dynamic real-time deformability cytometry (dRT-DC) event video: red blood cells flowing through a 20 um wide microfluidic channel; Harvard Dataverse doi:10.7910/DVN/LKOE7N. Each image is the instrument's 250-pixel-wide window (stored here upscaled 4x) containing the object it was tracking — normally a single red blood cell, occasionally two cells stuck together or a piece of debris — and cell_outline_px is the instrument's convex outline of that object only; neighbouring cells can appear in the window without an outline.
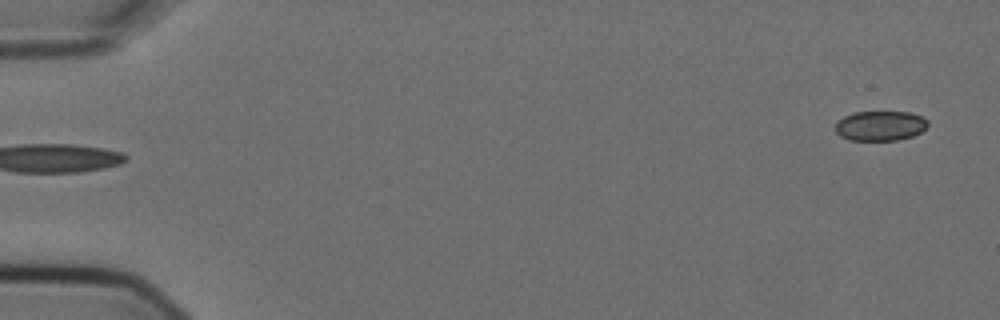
{"species": "Egyptian fruit bat (a non-hibernating species)", "species_latin": "Rousettus aegyptiacus", "temperature_condition": "cold", "stored_images_in_passage": 2, "camera_frame_rate_fps": 3000, "um_per_image_px": 0.085, "animal": {"sex": "female"}, "frame": {"image": 1, "passage_image": 2, "time_ms": 0.333, "image_size_px": [1000, 320], "cell_outline_px": [[928, 124], [920, 132], [912, 136], [900, 140], [848, 140], [840, 136], [836, 132], [836, 120], [844, 116], [856, 112], [912, 112], [928, 120]], "centroid_in_image_um": [74.8, 10.69], "position_along_channel_um": 10.2, "area_um2": 16.13}}